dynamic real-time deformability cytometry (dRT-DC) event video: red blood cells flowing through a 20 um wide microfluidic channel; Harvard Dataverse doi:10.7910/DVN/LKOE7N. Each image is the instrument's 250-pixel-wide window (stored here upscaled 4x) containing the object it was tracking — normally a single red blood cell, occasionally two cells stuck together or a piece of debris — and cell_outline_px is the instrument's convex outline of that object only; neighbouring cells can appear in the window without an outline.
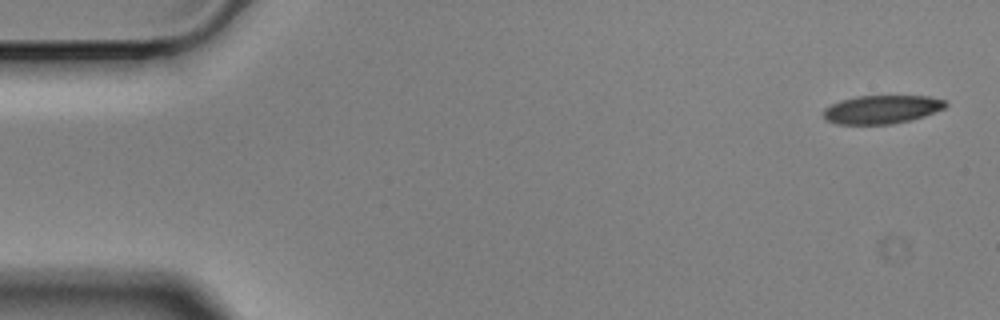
{"species": "Egyptian fruit bat (a non-hibernating species)", "species_latin": "Rousettus aegyptiacus", "temperature_condition": "cold", "stored_images_in_passage": 4, "camera_frame_rate_fps": 3000, "um_per_image_px": 0.085, "animal": {"sex": "male"}, "frame": {"image": 1, "passage_image": 1, "time_ms": 0.0, "image_size_px": [1000, 320], "cell_outline_px": [[948, 104], [944, 108], [924, 116], [912, 120], [892, 124], [836, 124], [824, 120], [824, 108], [840, 100], [856, 96], [928, 96], [944, 100]], "centroid_in_image_um": [74.93, 9.3], "position_along_channel_um": 10.1, "area_um2": 20.29}}
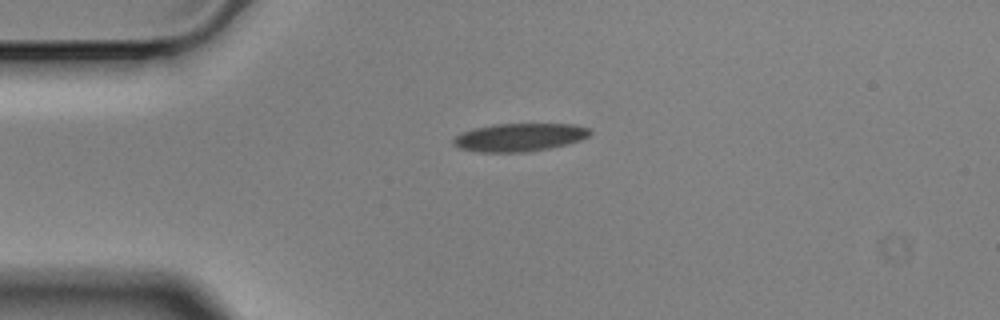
{"frame": {"image": 2, "passage_image": 4, "time_ms": 1.0, "image_size_px": [1000, 320], "cell_outline_px": [[592, 132], [588, 136], [580, 140], [548, 148], [528, 152], [480, 152], [456, 148], [452, 144], [452, 140], [456, 136], [464, 132], [476, 128], [496, 124], [572, 124], [588, 128]], "centroid_in_image_um": [44.12, 11.68], "position_along_channel_um": 40.9, "area_um2": 22.14}}